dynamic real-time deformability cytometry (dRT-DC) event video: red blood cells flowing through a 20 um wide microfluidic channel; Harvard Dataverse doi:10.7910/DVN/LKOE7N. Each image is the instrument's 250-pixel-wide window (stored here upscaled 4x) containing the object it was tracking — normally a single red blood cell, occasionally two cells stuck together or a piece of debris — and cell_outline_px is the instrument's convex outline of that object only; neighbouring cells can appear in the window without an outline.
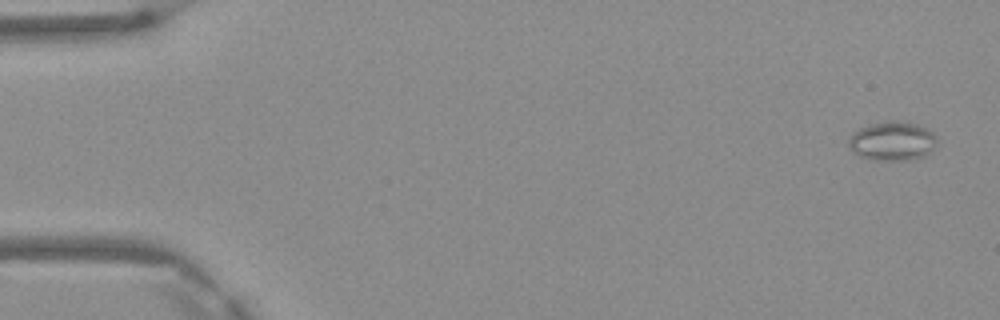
{"species": "Egyptian fruit bat (a non-hibernating species)", "species_latin": "Rousettus aegyptiacus", "temperature_condition": "warm", "stored_images_in_passage": 4, "camera_frame_rate_fps": 3000, "um_per_image_px": 0.085, "frame": {"image": 1, "passage_image": 1, "time_ms": 0.0, "image_size_px": [1000, 320], "cell_outline_px": [[936, 144], [924, 156], [908, 160], [868, 160], [852, 152], [848, 144], [848, 140], [852, 132], [860, 128], [872, 124], [888, 120], [892, 120], [916, 124], [928, 128], [936, 136]], "centroid_in_image_um": [75.81, 11.99], "position_along_channel_um": 9.2, "area_um2": 20.17}}
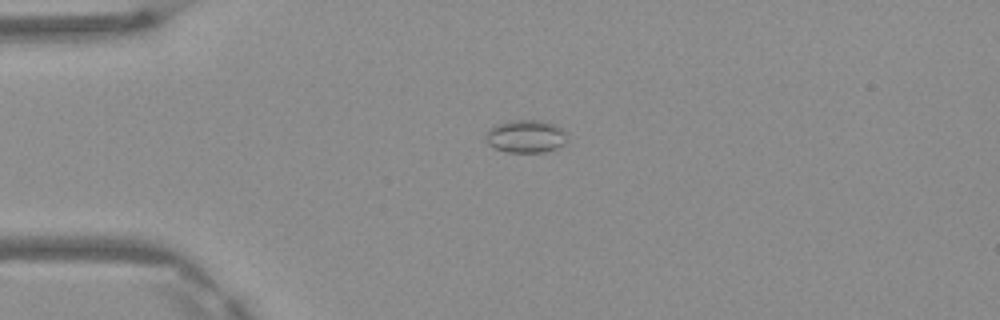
{"frame": {"image": 2, "passage_image": 3, "time_ms": 0.667, "image_size_px": [1000, 320], "cell_outline_px": [[568, 132], [564, 144], [556, 148], [544, 152], [508, 152], [496, 148], [488, 144], [484, 140], [484, 136], [488, 128], [496, 124], [508, 120], [540, 120], [556, 124]], "centroid_in_image_um": [44.68, 11.57], "position_along_channel_um": 40.3, "area_um2": 15.9}}